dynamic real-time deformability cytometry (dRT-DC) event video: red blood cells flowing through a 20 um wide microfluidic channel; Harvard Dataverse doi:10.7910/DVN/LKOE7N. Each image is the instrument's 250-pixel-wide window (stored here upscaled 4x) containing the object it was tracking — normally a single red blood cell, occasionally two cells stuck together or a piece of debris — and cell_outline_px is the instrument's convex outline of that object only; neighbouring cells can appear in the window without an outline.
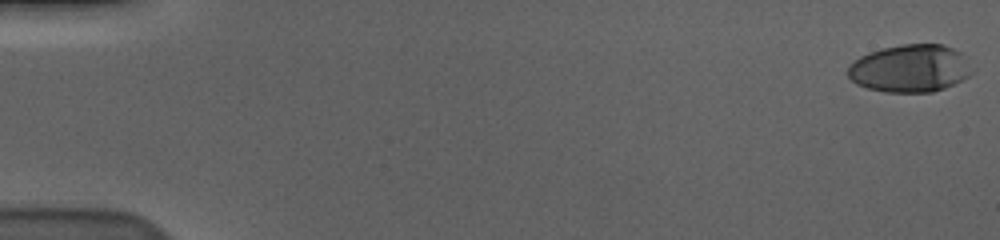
{"species": "human", "species_latin": "Homo sapiens", "temperature_condition": "cold", "stored_images_in_passage": 59, "camera_frame_rate_fps": 3000, "um_per_image_px": 0.085, "donor": {"sex": "male"}, "frame": {"image": 1, "passage_image": 1, "time_ms": 0.0, "image_size_px": [1000, 240], "cell_outline_px": [[976, 68], [968, 76], [944, 88], [932, 92], [884, 92], [868, 88], [856, 84], [848, 76], [848, 68], [860, 56], [868, 52], [900, 44], [944, 44], [960, 52]], "centroid_in_image_um": [77.39, 5.81], "position_along_channel_um": 7.6, "area_um2": 34.51}}
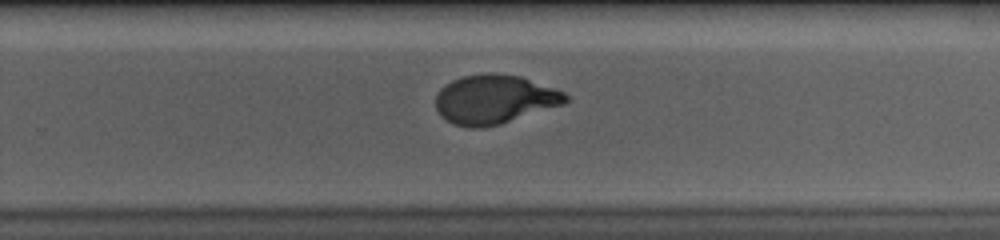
{"frame": {"image": 2, "passage_image": 39, "time_ms": 12.667, "image_size_px": [1000, 240], "cell_outline_px": [[568, 100], [564, 104], [500, 124], [480, 128], [468, 128], [452, 124], [440, 116], [436, 108], [436, 96], [440, 88], [444, 84], [452, 80], [464, 76], [488, 72], [520, 76], [556, 88], [564, 92], [568, 96]], "centroid_in_image_um": [42.01, 8.45], "position_along_channel_um": 287.8, "area_um2": 37.34}}
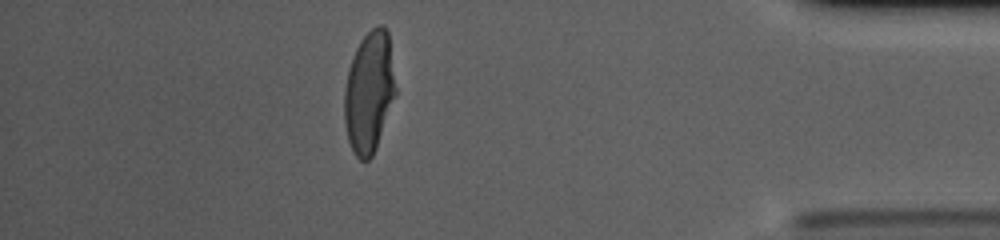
{"frame": {"image": 3, "passage_image": 52, "time_ms": 17.0, "image_size_px": [1000, 240], "cell_outline_px": [[396, 92], [376, 148], [372, 156], [368, 160], [360, 160], [352, 152], [348, 140], [344, 120], [344, 88], [348, 68], [356, 48], [360, 40], [376, 24], [384, 24], [388, 32], [396, 88]], "centroid_in_image_um": [31.36, 7.81], "position_along_channel_um": 403.8, "area_um2": 36.3}, "authors_computed_cell_mechanics": {"area_um2": 36.4718, "velocity_mm_per_s": 3.583, "shape_relaxation_time_tau1_ms": 3.6457, "shape_relaxation_time_tau2_ms": 0.9092, "deformation_change_tau1": 0.2032, "deformation_change_tau2": 0.0551}}